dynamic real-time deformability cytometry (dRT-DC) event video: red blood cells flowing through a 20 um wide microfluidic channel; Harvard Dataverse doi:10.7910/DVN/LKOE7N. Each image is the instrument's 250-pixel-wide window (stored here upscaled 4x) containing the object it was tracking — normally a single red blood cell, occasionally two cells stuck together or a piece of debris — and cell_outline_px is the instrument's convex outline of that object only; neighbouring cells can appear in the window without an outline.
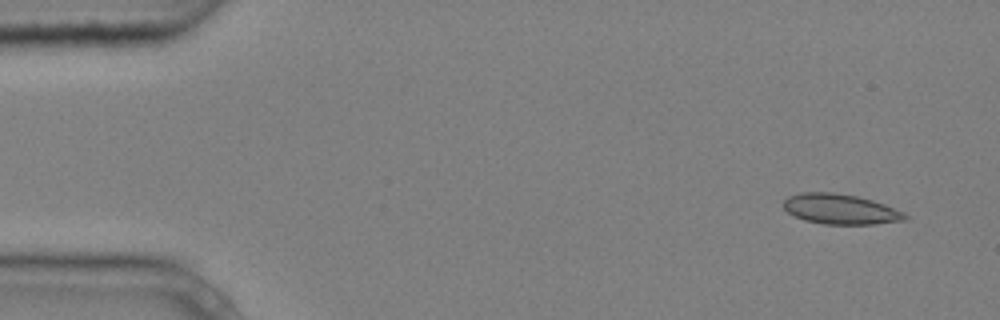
{"species": "common noctule bat (a hibernating species)", "species_latin": "Nyctalus noctula", "temperature_condition": "cold", "stored_images_in_passage": 6, "camera_frame_rate_fps": 3000, "um_per_image_px": 0.085, "animal": {"sex": "male", "body_mass_g": 20.4}, "frame": {"image": 1, "passage_image": 1, "time_ms": 0.0, "image_size_px": [1000, 320], "cell_outline_px": [[912, 216], [908, 220], [876, 224], [824, 224], [804, 220], [788, 212], [784, 208], [784, 200], [788, 196], [800, 192], [832, 192], [856, 196], [872, 200], [884, 204], [904, 212]], "centroid_in_image_um": [71.48, 17.78], "position_along_channel_um": 13.5, "area_um2": 21.5}}
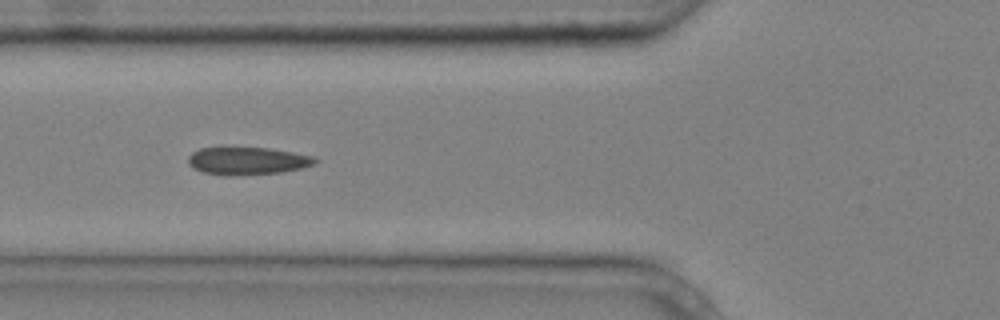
{"frame": {"image": 2, "passage_image": 5, "time_ms": 1.333, "image_size_px": [1000, 320], "cell_outline_px": [[320, 160], [316, 164], [304, 168], [280, 172], [232, 176], [224, 176], [204, 172], [192, 168], [188, 164], [188, 156], [192, 152], [200, 148], [224, 144], [268, 148], [292, 152], [312, 156]], "centroid_in_image_um": [20.97, 13.63], "position_along_channel_um": 104.8, "area_um2": 21.5}}